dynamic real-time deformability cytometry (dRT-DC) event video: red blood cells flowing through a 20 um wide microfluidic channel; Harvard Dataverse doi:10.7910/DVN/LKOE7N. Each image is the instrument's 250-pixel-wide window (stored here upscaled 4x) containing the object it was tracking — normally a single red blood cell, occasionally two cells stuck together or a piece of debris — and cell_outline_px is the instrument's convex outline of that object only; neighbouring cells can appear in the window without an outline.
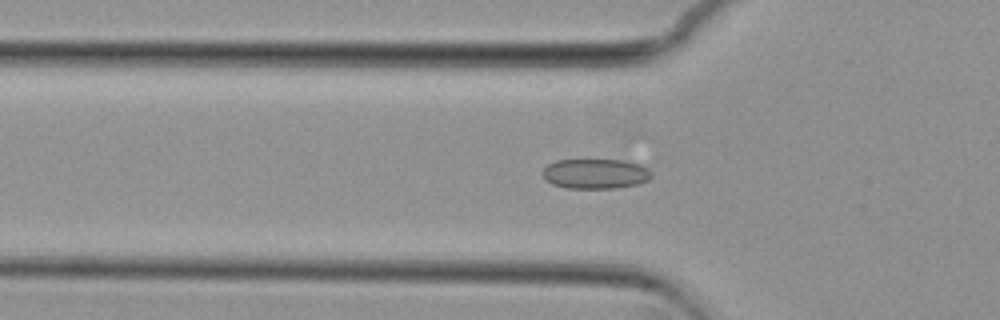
{"species": "common noctule bat (a hibernating species)", "species_latin": "Nyctalus noctula", "temperature_condition": "cold", "stored_images_in_passage": 33, "camera_frame_rate_fps": 3000, "um_per_image_px": 0.085, "animal": {"sex": "female", "body_mass_g": 29.2, "forearm_length_mm": 56.3}, "frame": {"image": 1, "passage_image": 9, "time_ms": 2.667, "image_size_px": [1000, 320], "cell_outline_px": [[652, 176], [648, 180], [636, 184], [616, 188], [568, 188], [552, 184], [544, 180], [544, 168], [548, 164], [556, 160], [624, 160], [640, 164], [648, 168], [652, 172]], "centroid_in_image_um": [50.63, 14.76], "position_along_channel_um": 75.2, "area_um2": 19.02}}
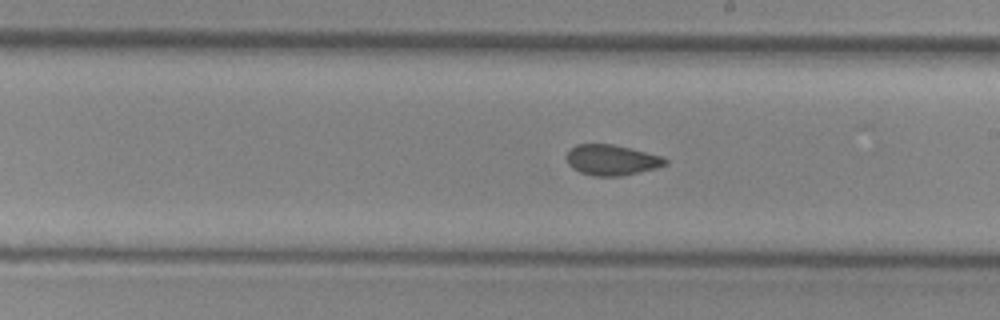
{"frame": {"image": 2, "passage_image": 22, "time_ms": 7.0, "image_size_px": [1000, 320], "cell_outline_px": [[668, 164], [656, 168], [620, 176], [592, 176], [580, 172], [572, 168], [568, 164], [564, 156], [576, 144], [612, 144], [632, 148], [660, 156], [668, 160]], "centroid_in_image_um": [51.96, 13.6], "position_along_channel_um": 237.0, "area_um2": 17.63}}
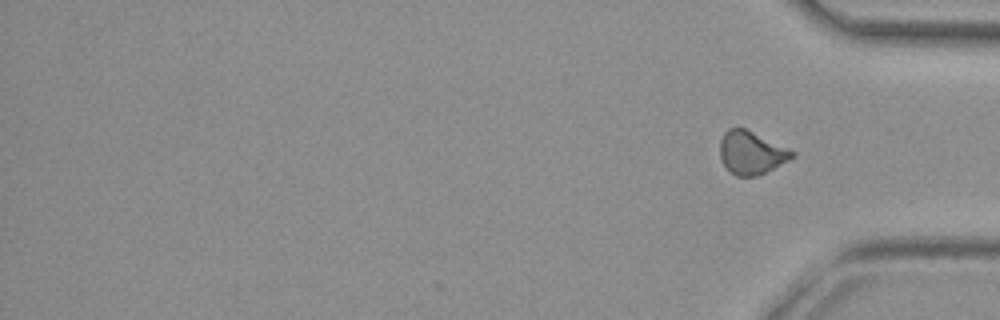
{"frame": {"image": 3, "passage_image": 33, "time_ms": 10.667, "image_size_px": [1000, 320], "cell_outline_px": [[796, 156], [756, 176], [736, 176], [724, 164], [720, 156], [720, 140], [724, 132], [728, 128], [744, 128], [788, 148], [796, 152]], "centroid_in_image_um": [63.85, 12.97], "position_along_channel_um": 371.3, "area_um2": 17.74}, "authors_computed_cell_mechanics": {"area_um2": 18.4382, "velocity_mm_per_s": 3.7249, "shape_relaxation_time_tau1_ms": null, "shape_relaxation_time_tau2_ms": 2.1436, "deformation_change_tau1": null, "deformation_change_tau2": 0.0679}}